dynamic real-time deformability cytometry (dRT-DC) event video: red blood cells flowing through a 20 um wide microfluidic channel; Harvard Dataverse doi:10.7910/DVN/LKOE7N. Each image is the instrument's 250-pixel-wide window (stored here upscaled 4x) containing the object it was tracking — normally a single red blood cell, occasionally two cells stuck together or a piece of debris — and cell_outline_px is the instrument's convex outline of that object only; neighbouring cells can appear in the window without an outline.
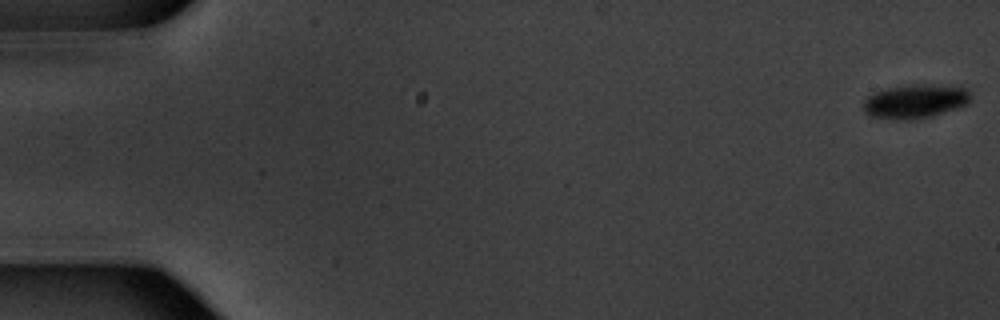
{"species": "common noctule bat (a hibernating species)", "species_latin": "Nyctalus noctula", "temperature_condition": "warm", "stored_images_in_passage": 55, "camera_frame_rate_fps": 3000, "um_per_image_px": 0.085, "animal": {"sex": "male", "body_mass_g": 20.1, "forearm_length_mm": 53.5}, "frame": {"image": 1, "passage_image": 1, "time_ms": 0.0, "image_size_px": [1000, 320], "cell_outline_px": [[972, 96], [964, 104], [928, 116], [912, 120], [896, 120], [872, 116], [864, 112], [864, 100], [872, 92], [888, 88], [908, 84], [932, 84], [964, 88]], "centroid_in_image_um": [77.7, 8.59], "position_along_channel_um": 7.3, "area_um2": 20.81}}
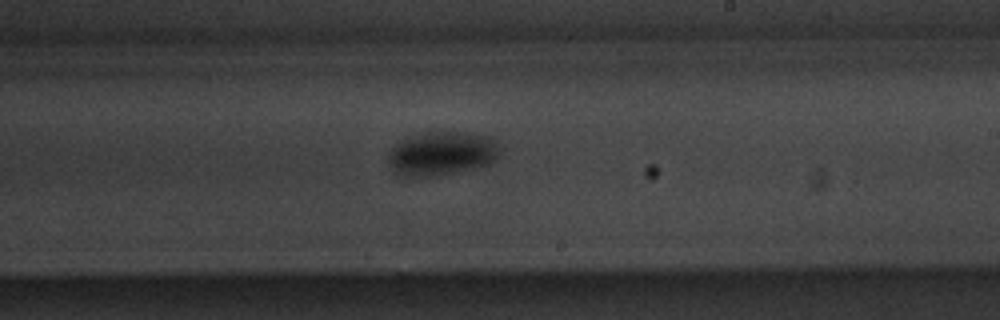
{"frame": {"image": 2, "passage_image": 33, "time_ms": 10.667, "image_size_px": [1000, 320], "cell_outline_px": [[496, 160], [488, 164], [452, 172], [404, 176], [396, 172], [388, 164], [388, 152], [396, 144], [404, 140], [428, 132], [468, 132], [488, 136], [492, 140], [496, 148]], "centroid_in_image_um": [37.51, 13.02], "position_along_channel_um": 251.5, "area_um2": 27.17}}
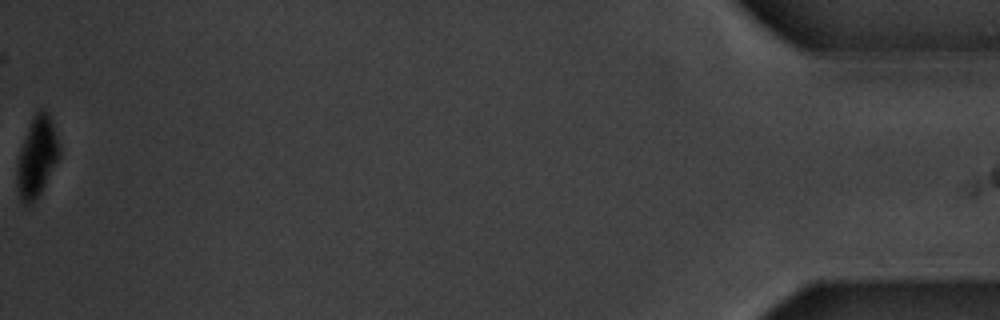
{"frame": {"image": 3, "passage_image": 55, "time_ms": 18.0, "image_size_px": [1000, 320], "cell_outline_px": [[60, 152], [36, 200], [32, 204], [24, 204], [20, 200], [16, 184], [16, 168], [20, 152], [28, 128], [36, 112], [40, 108], [44, 108], [52, 124]], "centroid_in_image_um": [3.08, 13.39], "position_along_channel_um": 432.1, "area_um2": 18.9}, "authors_computed_cell_mechanics": {"area_um2": 23.409, "velocity_mm_per_s": 3.7524, "shape_relaxation_time_tau1_ms": 1.5411, "shape_relaxation_time_tau2_ms": null, "deformation_change_tau1": 0.1394, "deformation_change_tau2": null}}